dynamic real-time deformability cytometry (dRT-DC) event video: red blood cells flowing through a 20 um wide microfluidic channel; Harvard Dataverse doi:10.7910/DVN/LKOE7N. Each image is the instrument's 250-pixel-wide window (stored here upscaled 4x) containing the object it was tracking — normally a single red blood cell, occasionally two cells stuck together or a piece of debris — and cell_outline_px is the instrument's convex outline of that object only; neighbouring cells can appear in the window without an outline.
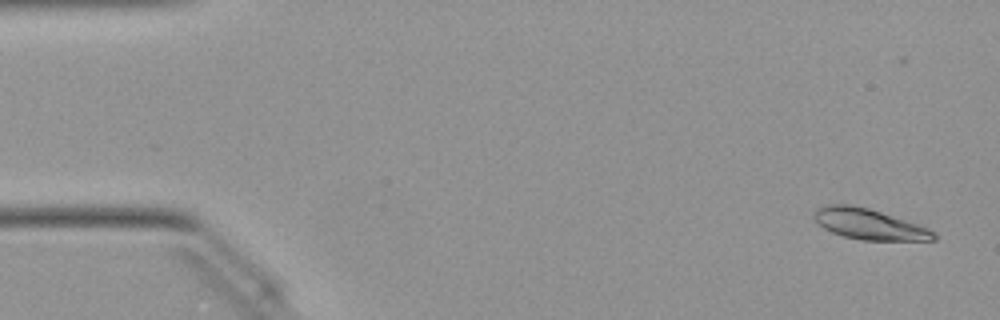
{"species": "Egyptian fruit bat (a non-hibernating species)", "species_latin": "Rousettus aegyptiacus", "temperature_condition": "warm", "stored_images_in_passage": 47, "camera_frame_rate_fps": 3000, "um_per_image_px": 0.085, "animal": {"sex": "female"}, "frame": {"image": 1, "passage_image": 1, "time_ms": 0.0, "image_size_px": [1000, 320], "cell_outline_px": [[936, 240], [860, 240], [844, 236], [832, 232], [824, 228], [812, 216], [816, 208], [820, 204], [852, 204], [868, 208], [928, 228], [936, 232]], "centroid_in_image_um": [73.82, 19.04], "position_along_channel_um": 11.2, "area_um2": 21.27}}
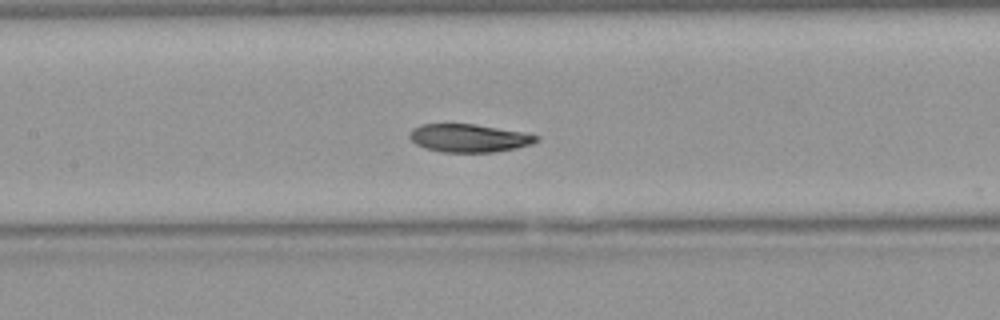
{"frame": {"image": 2, "passage_image": 22, "time_ms": 7.0, "image_size_px": [1000, 320], "cell_outline_px": [[540, 140], [532, 144], [516, 148], [492, 152], [440, 152], [424, 148], [416, 144], [408, 136], [408, 132], [412, 128], [420, 124], [476, 124], [524, 132], [540, 136]], "centroid_in_image_um": [39.85, 11.73], "position_along_channel_um": 167.5, "area_um2": 20.98}}
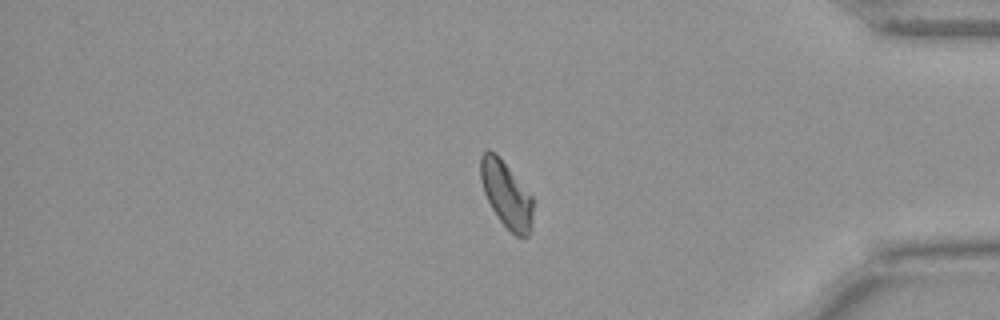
{"frame": {"image": 3, "passage_image": 41, "time_ms": 13.333, "image_size_px": [1000, 320], "cell_outline_px": [[532, 228], [528, 236], [516, 236], [500, 220], [492, 208], [484, 192], [480, 180], [480, 156], [488, 148], [508, 168], [532, 196]], "centroid_in_image_um": [43.03, 16.55], "position_along_channel_um": 392.2, "area_um2": 19.65}, "authors_computed_cell_mechanics": {"area_um2": 21.1548, "velocity_mm_per_s": 4.0138, "shape_relaxation_time_tau1_ms": 3.7581, "shape_relaxation_time_tau2_ms": 2.9909, "deformation_change_tau1": 0.1192, "deformation_change_tau2": 0.0452}}